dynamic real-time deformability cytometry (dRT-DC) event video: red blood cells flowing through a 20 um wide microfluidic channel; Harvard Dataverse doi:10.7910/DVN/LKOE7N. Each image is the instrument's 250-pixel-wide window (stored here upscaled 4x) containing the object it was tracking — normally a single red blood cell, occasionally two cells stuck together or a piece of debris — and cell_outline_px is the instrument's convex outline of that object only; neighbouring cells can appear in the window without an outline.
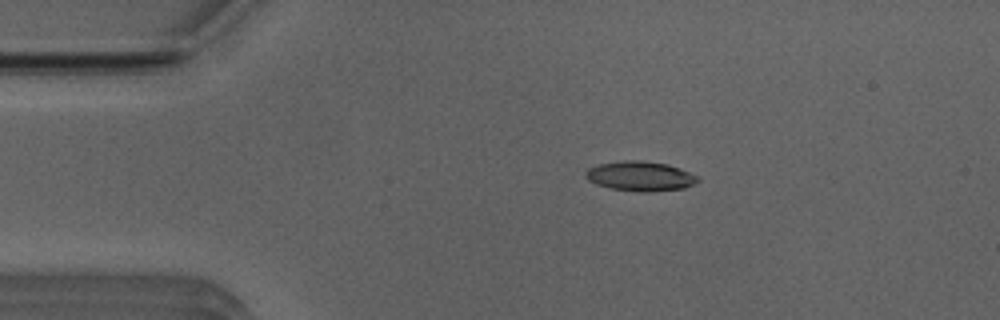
{"species": "Egyptian fruit bat (a non-hibernating species)", "species_latin": "Rousettus aegyptiacus", "temperature_condition": "room temperature", "stored_images_in_passage": 25, "camera_frame_rate_fps": 3000, "um_per_image_px": 0.085, "animal": {"sex": "male"}, "frame": {"image": 1, "passage_image": 1, "time_ms": 0.0, "image_size_px": [1000, 320], "cell_outline_px": [[700, 180], [684, 188], [648, 192], [640, 192], [608, 188], [596, 184], [588, 180], [584, 176], [584, 172], [588, 168], [600, 164], [624, 160], [640, 160], [668, 164], [680, 168], [700, 176]], "centroid_in_image_um": [54.42, 14.97], "position_along_channel_um": 30.6, "area_um2": 19.59}}
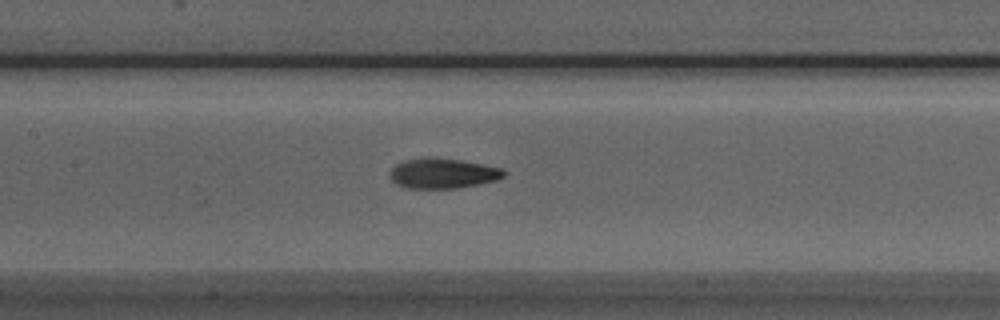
{"frame": {"image": 2, "passage_image": 15, "time_ms": 4.667, "image_size_px": [1000, 320], "cell_outline_px": [[504, 176], [496, 180], [456, 188], [408, 188], [396, 184], [392, 180], [392, 168], [396, 164], [404, 160], [424, 156], [436, 156], [484, 164], [500, 168], [504, 172]], "centroid_in_image_um": [37.61, 14.71], "position_along_channel_um": 169.8, "area_um2": 19.94}}
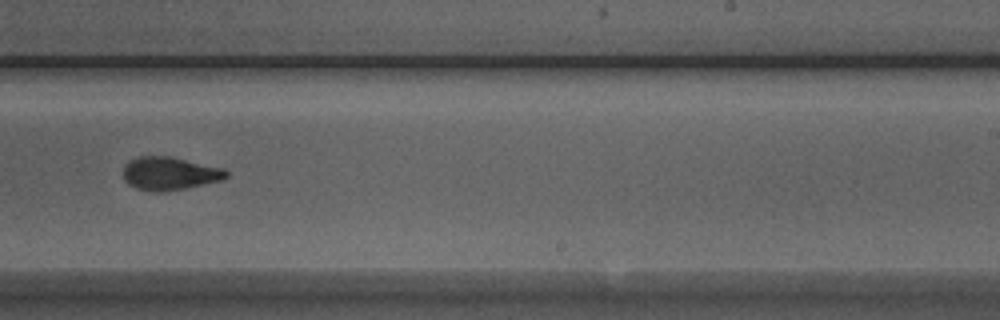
{"frame": {"image": 3, "passage_image": 23, "time_ms": 7.333, "image_size_px": [1000, 320], "cell_outline_px": [[228, 176], [224, 180], [188, 188], [164, 192], [156, 192], [136, 188], [128, 184], [124, 180], [124, 164], [128, 160], [136, 156], [172, 156], [224, 168], [228, 172]], "centroid_in_image_um": [14.43, 14.74], "position_along_channel_um": 274.6, "area_um2": 20.35}}